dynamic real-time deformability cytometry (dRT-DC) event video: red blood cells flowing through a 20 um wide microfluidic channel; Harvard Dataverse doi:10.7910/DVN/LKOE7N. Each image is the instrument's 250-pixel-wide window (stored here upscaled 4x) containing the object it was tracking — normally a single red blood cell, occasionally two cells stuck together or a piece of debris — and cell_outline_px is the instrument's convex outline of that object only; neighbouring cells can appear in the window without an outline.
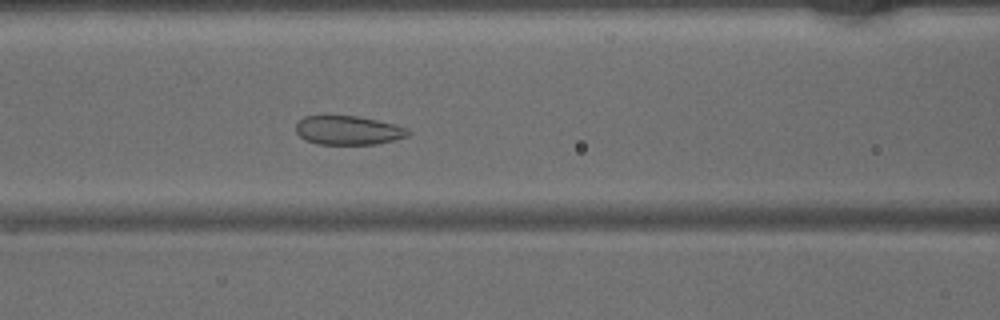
{"species": "common noctule bat (a hibernating species)", "species_latin": "Nyctalus noctula", "temperature_condition": "warm", "stored_images_in_passage": 30, "camera_frame_rate_fps": 3000, "um_per_image_px": 0.085, "animal": {"sex": "male", "body_mass_g": 15.6}, "frame": {"image": 1, "passage_image": 11, "time_ms": 3.333, "image_size_px": [1000, 320], "cell_outline_px": [[412, 132], [408, 136], [396, 140], [376, 144], [316, 144], [300, 136], [296, 132], [296, 124], [304, 116], [356, 116], [376, 120], [408, 128]], "centroid_in_image_um": [29.63, 11.08], "position_along_channel_um": 137.0, "area_um2": 18.84}}
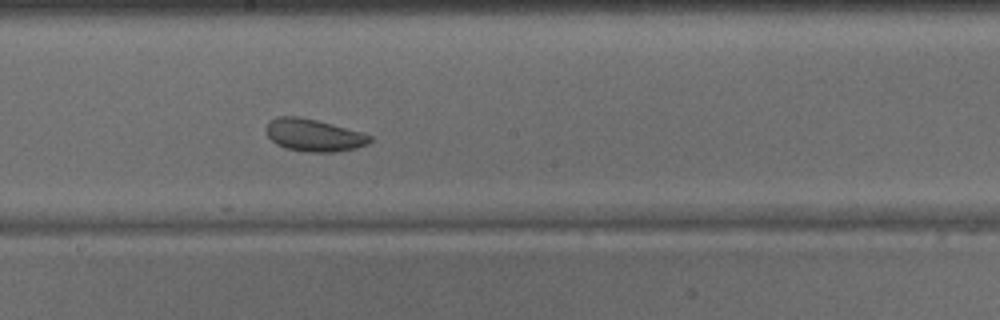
{"frame": {"image": 2, "passage_image": 17, "time_ms": 5.333, "image_size_px": [1000, 320], "cell_outline_px": [[372, 140], [368, 144], [356, 148], [336, 152], [308, 152], [284, 148], [276, 144], [268, 136], [268, 124], [272, 120], [280, 116], [300, 116], [332, 124], [360, 132], [372, 136]], "centroid_in_image_um": [26.7, 11.5], "position_along_channel_um": 221.5, "area_um2": 19.36}}
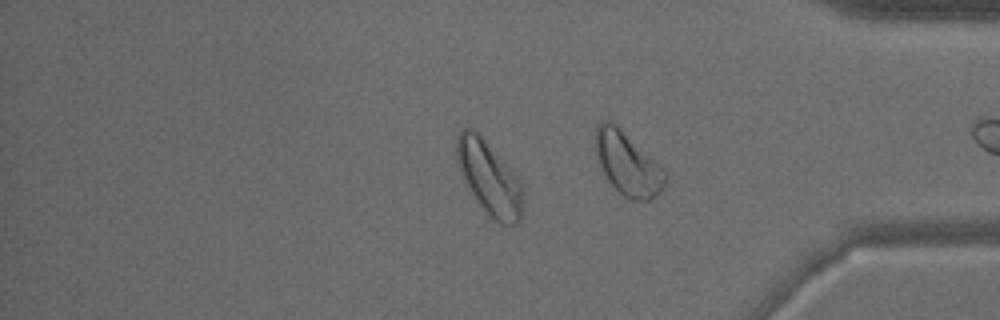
{"frame": {"image": 3, "passage_image": 26, "time_ms": 8.333, "image_size_px": [1000, 320], "cell_outline_px": [[524, 192], [520, 220], [516, 224], [500, 224], [492, 220], [484, 212], [468, 188], [460, 172], [456, 160], [456, 136], [464, 128], [472, 128], [512, 168], [520, 180], [524, 188]], "centroid_in_image_um": [41.59, 15.16], "position_along_channel_um": 393.6, "area_um2": 28.73}}